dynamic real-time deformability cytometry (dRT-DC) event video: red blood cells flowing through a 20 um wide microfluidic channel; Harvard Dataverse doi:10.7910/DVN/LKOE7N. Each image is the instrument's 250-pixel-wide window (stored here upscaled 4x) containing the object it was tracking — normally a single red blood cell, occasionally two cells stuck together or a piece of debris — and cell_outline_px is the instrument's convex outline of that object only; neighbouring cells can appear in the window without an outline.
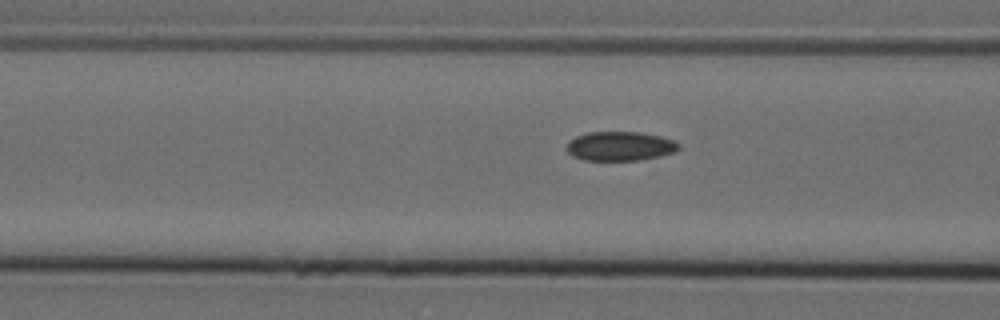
{"species": "Egyptian fruit bat (a non-hibernating species)", "species_latin": "Rousettus aegyptiacus", "temperature_condition": "cold", "stored_images_in_passage": 12, "camera_frame_rate_fps": 3000, "um_per_image_px": 0.085, "animal": {"sex": "female"}, "frame": {"image": 1, "passage_image": 10, "time_ms": 3.0, "image_size_px": [1000, 320], "cell_outline_px": [[680, 148], [676, 152], [660, 156], [640, 160], [584, 160], [572, 156], [564, 148], [568, 140], [576, 136], [588, 132], [640, 132], [660, 136], [672, 140], [680, 144]], "centroid_in_image_um": [52.68, 12.42], "position_along_channel_um": 113.9, "area_um2": 19.31}}